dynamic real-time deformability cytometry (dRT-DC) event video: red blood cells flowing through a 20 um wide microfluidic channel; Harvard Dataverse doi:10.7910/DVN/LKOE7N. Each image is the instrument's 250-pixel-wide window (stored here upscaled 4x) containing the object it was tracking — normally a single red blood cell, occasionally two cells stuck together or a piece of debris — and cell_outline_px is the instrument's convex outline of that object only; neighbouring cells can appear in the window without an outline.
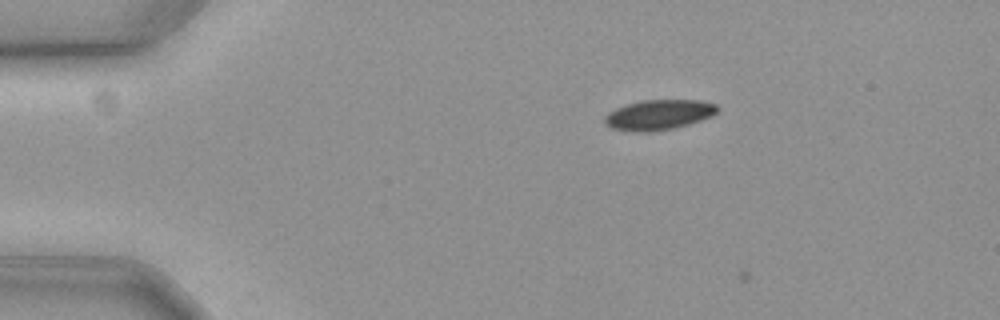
{"species": "common noctule bat (a hibernating species)", "species_latin": "Nyctalus noctula", "temperature_condition": "cold", "stored_images_in_passage": 6, "camera_frame_rate_fps": 3000, "um_per_image_px": 0.085, "animal": {"sex": "female", "body_mass_g": 19.3, "forearm_length_mm": 54.1}, "frame": {"image": 1, "passage_image": 5, "time_ms": 1.333, "image_size_px": [1000, 320], "cell_outline_px": [[720, 108], [712, 116], [688, 124], [672, 128], [648, 132], [640, 132], [612, 128], [604, 124], [604, 116], [608, 112], [616, 108], [640, 100], [704, 100], [716, 104]], "centroid_in_image_um": [56.0, 9.74], "position_along_channel_um": 29.0, "area_um2": 19.77}}